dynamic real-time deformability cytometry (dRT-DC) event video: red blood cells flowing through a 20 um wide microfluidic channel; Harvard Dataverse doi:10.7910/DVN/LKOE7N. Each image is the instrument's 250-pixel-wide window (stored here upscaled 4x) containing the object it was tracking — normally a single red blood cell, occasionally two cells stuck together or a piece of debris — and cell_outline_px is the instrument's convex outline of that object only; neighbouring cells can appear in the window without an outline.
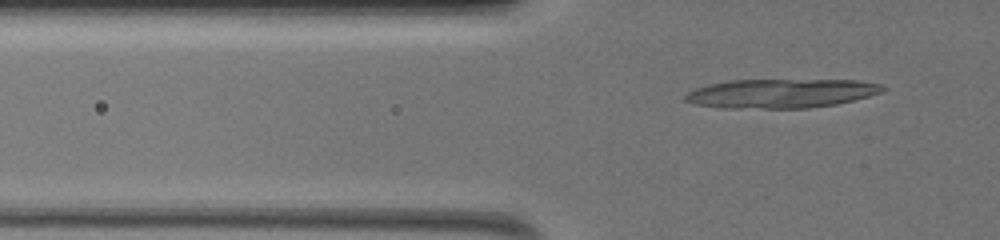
{"species": "common noctule bat (a hibernating species)", "species_latin": "Nyctalus noctula", "temperature_condition": "warm", "stored_images_in_passage": 37, "camera_frame_rate_fps": 3000, "um_per_image_px": 0.085, "animal": {"sex": "female", "body_mass_g": 19.5, "forearm_length_mm": 54.1}, "frame": {"image": 1, "passage_image": 22, "time_ms": 7.0, "image_size_px": [1000, 240], "cell_outline_px": [[888, 88], [880, 92], [868, 96], [836, 104], [808, 108], [720, 108], [696, 104], [684, 100], [684, 96], [688, 92], [696, 88], [708, 84], [728, 80], [856, 80], [880, 84]], "centroid_in_image_um": [66.36, 7.94], "position_along_channel_um": 59.4, "area_um2": 33.41}}